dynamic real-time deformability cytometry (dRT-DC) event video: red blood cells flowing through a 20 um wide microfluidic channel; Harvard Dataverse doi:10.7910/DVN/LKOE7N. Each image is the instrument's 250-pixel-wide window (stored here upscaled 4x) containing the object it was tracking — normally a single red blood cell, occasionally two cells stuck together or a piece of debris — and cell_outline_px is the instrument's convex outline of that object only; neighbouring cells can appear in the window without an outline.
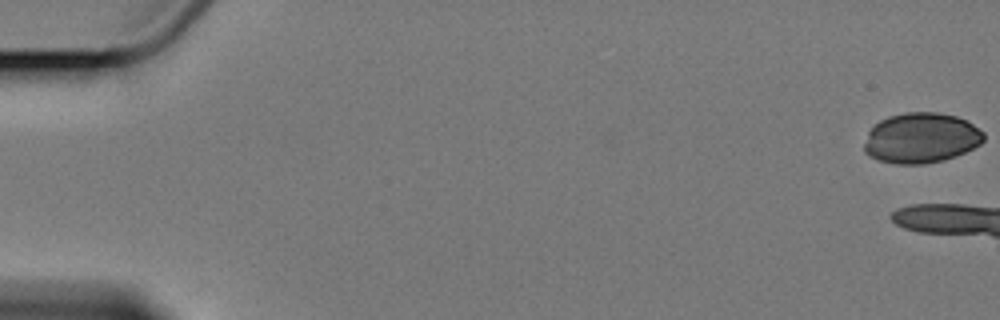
{"species": "Egyptian fruit bat (a non-hibernating species)", "species_latin": "Rousettus aegyptiacus", "temperature_condition": "cold", "stored_images_in_passage": 5, "camera_frame_rate_fps": 3000, "um_per_image_px": 0.085, "animal": {"sex": "female"}, "frame": {"image": 1, "passage_image": 1, "time_ms": 0.0, "image_size_px": [1000, 320], "cell_outline_px": [[984, 140], [980, 144], [956, 156], [944, 160], [924, 164], [896, 164], [876, 160], [868, 156], [864, 152], [864, 144], [868, 132], [880, 120], [888, 116], [904, 112], [936, 112], [956, 116], [968, 120], [984, 132]], "centroid_in_image_um": [78.29, 11.73], "position_along_channel_um": 6.7, "area_um2": 35.32}}